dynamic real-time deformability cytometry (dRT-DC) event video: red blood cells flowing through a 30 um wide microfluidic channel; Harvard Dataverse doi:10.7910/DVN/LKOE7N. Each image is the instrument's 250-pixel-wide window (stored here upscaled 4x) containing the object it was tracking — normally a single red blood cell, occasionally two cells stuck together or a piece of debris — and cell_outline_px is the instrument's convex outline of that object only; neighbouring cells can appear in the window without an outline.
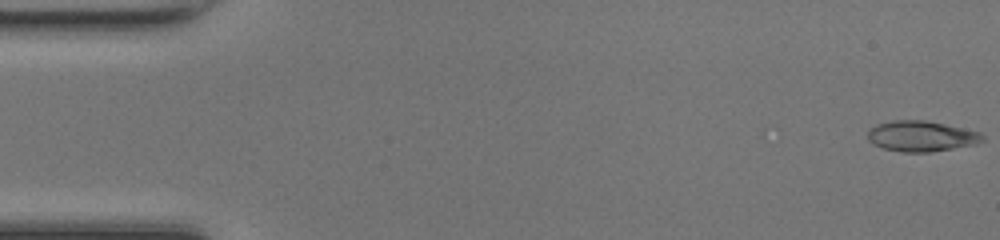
{"species": "common noctule bat (a hibernating species)", "species_latin": "Nyctalus noctula", "temperature_condition": "room temperature", "stored_images_in_passage": 48, "camera_frame_rate_fps": 3000, "um_per_image_px": 0.085, "animal": {"sex": "female", "body_mass_g": 17.0, "forearm_length_mm": 48.0}, "frame": {"image": 1, "passage_image": 1, "time_ms": 0.0, "image_size_px": [1000, 240], "cell_outline_px": [[984, 140], [976, 144], [932, 152], [900, 152], [884, 148], [872, 144], [868, 140], [868, 128], [876, 124], [892, 120], [924, 120], [944, 124], [980, 132], [984, 136]], "centroid_in_image_um": [78.28, 11.57], "position_along_channel_um": 6.7, "area_um2": 20.58}}
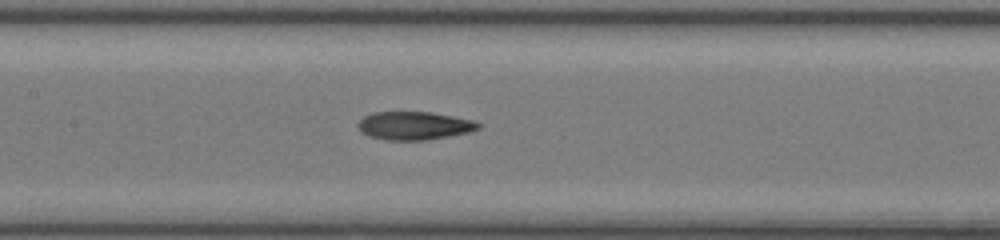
{"frame": {"image": 2, "passage_image": 23, "time_ms": 7.333, "image_size_px": [1000, 240], "cell_outline_px": [[480, 128], [468, 132], [448, 136], [424, 140], [388, 140], [368, 136], [360, 132], [356, 124], [364, 116], [372, 112], [432, 112], [472, 120], [480, 124]], "centroid_in_image_um": [35.15, 10.68], "position_along_channel_um": 172.2, "area_um2": 19.71}}
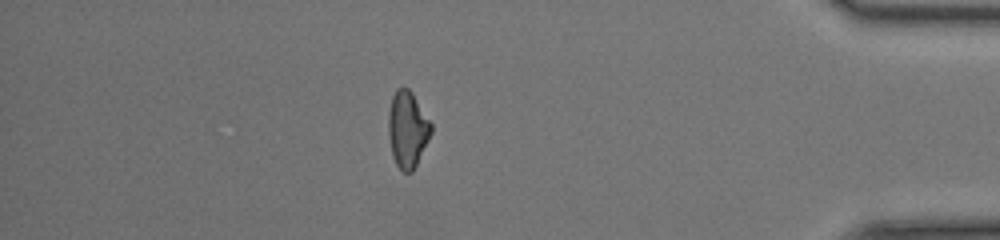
{"frame": {"image": 3, "passage_image": 42, "time_ms": 13.667, "image_size_px": [1000, 240], "cell_outline_px": [[432, 132], [412, 172], [404, 172], [396, 164], [392, 156], [388, 136], [388, 112], [392, 96], [396, 88], [408, 88], [412, 92], [432, 124]], "centroid_in_image_um": [34.62, 10.97], "position_along_channel_um": 400.6, "area_um2": 18.96}, "authors_computed_cell_mechanics": {"area_um2": 19.7676, "velocity_mm_per_s": 4.3125, "shape_relaxation_time_tau1_ms": 8.2153, "shape_relaxation_time_tau2_ms": 4.5631, "deformation_change_tau1": 0.2225, "deformation_change_tau2": 0.1311}}